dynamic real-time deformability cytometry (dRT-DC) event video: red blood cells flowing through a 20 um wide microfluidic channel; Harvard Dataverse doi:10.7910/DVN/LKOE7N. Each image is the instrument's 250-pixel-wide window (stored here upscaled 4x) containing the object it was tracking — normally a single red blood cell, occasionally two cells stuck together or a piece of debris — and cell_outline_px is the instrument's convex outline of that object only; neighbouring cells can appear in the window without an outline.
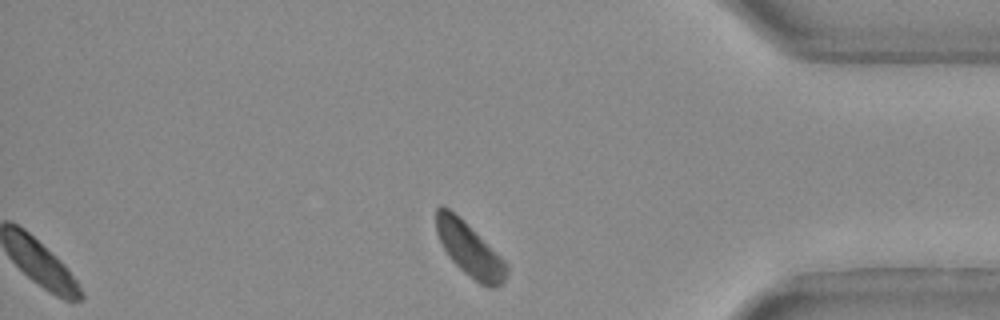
{"species": "Egyptian fruit bat (a non-hibernating species)", "species_latin": "Rousettus aegyptiacus", "temperature_condition": "warm", "stored_images_in_passage": 23, "segment_of_instrument_passage": [2, 2], "camera_frame_rate_fps": 3000, "um_per_image_px": 0.085, "animal": {"sex": "female"}, "frame": {"image": 1, "passage_image": 23, "time_ms": 7.333, "image_size_px": [1000, 320], "cell_outline_px": [[508, 272], [504, 280], [500, 284], [492, 288], [488, 288], [480, 284], [464, 272], [448, 256], [436, 232], [436, 208], [440, 204], [448, 208], [464, 220], [508, 264]], "centroid_in_image_um": [39.91, 21.2], "position_along_channel_um": 395.3, "area_um2": 21.79}}